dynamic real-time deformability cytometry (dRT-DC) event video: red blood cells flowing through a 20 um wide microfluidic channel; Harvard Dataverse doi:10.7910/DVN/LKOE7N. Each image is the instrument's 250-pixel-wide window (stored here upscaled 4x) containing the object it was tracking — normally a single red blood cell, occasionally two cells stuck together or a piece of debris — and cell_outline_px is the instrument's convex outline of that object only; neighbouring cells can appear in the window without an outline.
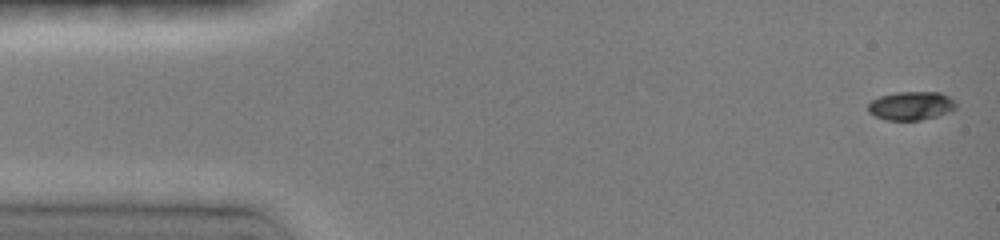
{"species": "common noctule bat (a hibernating species)", "species_latin": "Nyctalus noctula", "temperature_condition": "room temperature", "stored_images_in_passage": 12, "camera_frame_rate_fps": 3000, "um_per_image_px": 0.085, "animal": {"sex": "female", "body_mass_g": 19.0, "forearm_length_mm": 51.5}, "frame": {"image": 1, "passage_image": 1, "time_ms": 0.0, "image_size_px": [1000, 240], "cell_outline_px": [[956, 108], [948, 112], [936, 116], [920, 120], [884, 120], [868, 112], [868, 104], [872, 100], [880, 96], [896, 92], [940, 92], [956, 100]], "centroid_in_image_um": [77.45, 8.98], "position_along_channel_um": 7.6, "area_um2": 14.68}}
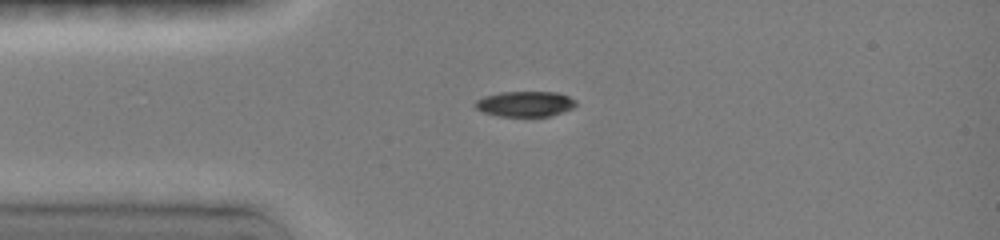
{"frame": {"image": 2, "passage_image": 5, "time_ms": 3.333, "image_size_px": [1000, 240], "cell_outline_px": [[576, 104], [572, 108], [548, 116], [496, 116], [484, 112], [476, 108], [472, 104], [476, 100], [484, 96], [500, 92], [556, 92], [568, 96], [576, 100]], "centroid_in_image_um": [44.59, 8.82], "position_along_channel_um": 40.4, "area_um2": 14.85}}
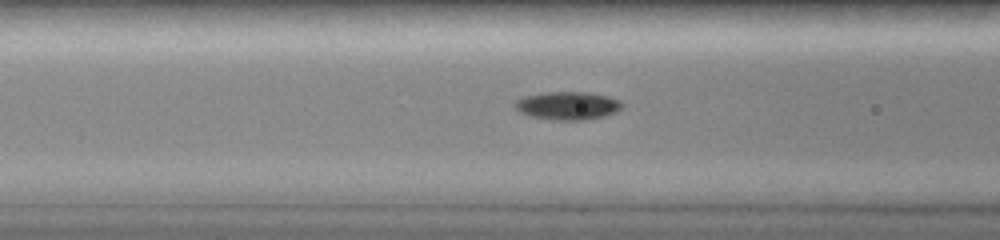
{"frame": {"image": 3, "passage_image": 11, "time_ms": 5.667, "image_size_px": [1000, 240], "cell_outline_px": [[620, 108], [616, 112], [604, 116], [588, 120], [552, 120], [528, 116], [520, 112], [516, 108], [516, 100], [528, 96], [548, 92], [584, 92], [608, 96], [620, 100]], "centroid_in_image_um": [48.26, 9.0], "position_along_channel_um": 118.3, "area_um2": 17.34}}